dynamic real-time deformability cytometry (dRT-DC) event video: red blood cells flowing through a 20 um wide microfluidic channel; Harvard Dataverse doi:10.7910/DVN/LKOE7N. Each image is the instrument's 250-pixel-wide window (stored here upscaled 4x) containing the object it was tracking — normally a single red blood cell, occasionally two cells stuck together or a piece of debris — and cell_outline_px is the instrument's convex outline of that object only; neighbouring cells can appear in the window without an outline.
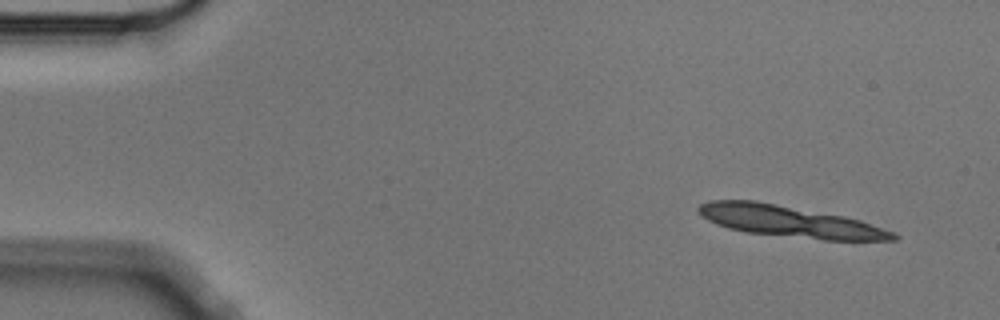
{"species": "Egyptian fruit bat (a non-hibernating species)", "species_latin": "Rousettus aegyptiacus", "temperature_condition": "cold", "stored_images_in_passage": 5, "camera_frame_rate_fps": 3000, "um_per_image_px": 0.085, "animal": {"sex": "male"}, "frame": {"image": 1, "passage_image": 1, "time_ms": 0.0, "image_size_px": [1000, 320], "cell_outline_px": [[900, 236], [896, 240], [824, 240], [744, 232], [728, 228], [716, 224], [700, 216], [696, 208], [700, 204], [708, 200], [756, 200], [844, 216], [860, 220], [892, 232]], "centroid_in_image_um": [67.05, 18.81], "position_along_channel_um": 17.9, "area_um2": 35.66}}